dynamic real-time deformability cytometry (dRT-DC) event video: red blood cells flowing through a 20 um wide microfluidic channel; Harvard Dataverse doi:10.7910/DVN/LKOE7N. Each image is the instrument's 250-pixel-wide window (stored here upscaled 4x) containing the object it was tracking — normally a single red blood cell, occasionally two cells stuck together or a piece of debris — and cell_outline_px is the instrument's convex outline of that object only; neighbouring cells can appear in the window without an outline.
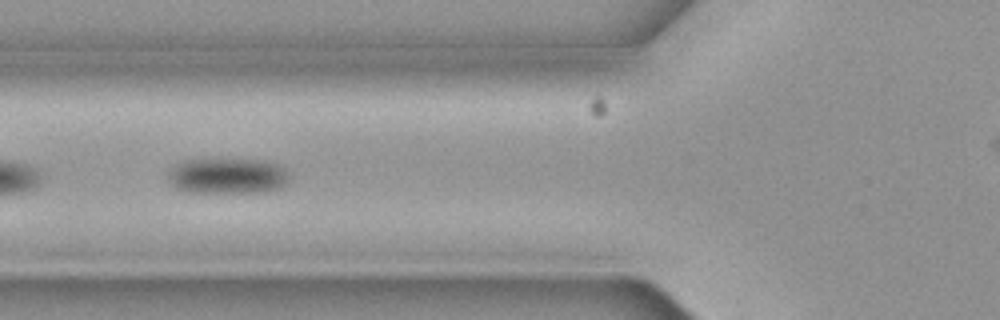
{"species": "common noctule bat (a hibernating species)", "species_latin": "Nyctalus noctula", "temperature_condition": "cold", "stored_images_in_passage": 5, "camera_frame_rate_fps": 3000, "um_per_image_px": 0.085, "animal": {"sex": "female", "body_mass_g": 19.3, "forearm_length_mm": 54.1}, "frame": {"image": 1, "passage_image": 2, "time_ms": 0.333, "image_size_px": [1000, 320], "cell_outline_px": [[288, 184], [280, 188], [260, 192], [188, 192], [176, 188], [168, 180], [168, 172], [176, 164], [184, 160], [264, 160], [276, 164], [284, 168], [288, 172]], "centroid_in_image_um": [19.35, 14.96], "position_along_channel_um": 106.5, "area_um2": 25.09}}
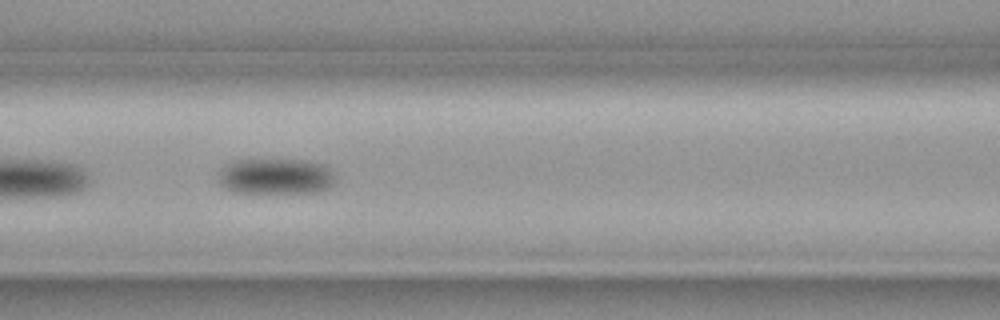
{"frame": {"image": 2, "passage_image": 3, "time_ms": 0.667, "image_size_px": [1000, 320], "cell_outline_px": [[336, 180], [328, 188], [316, 192], [232, 192], [224, 188], [220, 184], [220, 168], [236, 160], [308, 160], [328, 164], [336, 176]], "centroid_in_image_um": [23.5, 14.98], "position_along_channel_um": 143.1, "area_um2": 24.57}}